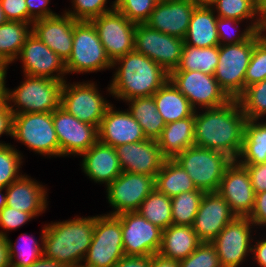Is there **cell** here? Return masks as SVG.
Instances as JSON below:
<instances>
[{"instance_id": "obj_1", "label": "cell", "mask_w": 266, "mask_h": 267, "mask_svg": "<svg viewBox=\"0 0 266 267\" xmlns=\"http://www.w3.org/2000/svg\"><path fill=\"white\" fill-rule=\"evenodd\" d=\"M195 111L194 146L216 150L237 160L243 143L247 121L237 99L208 108L202 114Z\"/></svg>"}, {"instance_id": "obj_2", "label": "cell", "mask_w": 266, "mask_h": 267, "mask_svg": "<svg viewBox=\"0 0 266 267\" xmlns=\"http://www.w3.org/2000/svg\"><path fill=\"white\" fill-rule=\"evenodd\" d=\"M117 68L108 91L122 100L153 96L169 79V73L147 56L132 51L113 62Z\"/></svg>"}, {"instance_id": "obj_3", "label": "cell", "mask_w": 266, "mask_h": 267, "mask_svg": "<svg viewBox=\"0 0 266 267\" xmlns=\"http://www.w3.org/2000/svg\"><path fill=\"white\" fill-rule=\"evenodd\" d=\"M96 217L55 222L42 230L43 256L65 266L81 263L91 245Z\"/></svg>"}, {"instance_id": "obj_4", "label": "cell", "mask_w": 266, "mask_h": 267, "mask_svg": "<svg viewBox=\"0 0 266 267\" xmlns=\"http://www.w3.org/2000/svg\"><path fill=\"white\" fill-rule=\"evenodd\" d=\"M262 37V31H257L247 41L219 45V61L214 77L231 99H237L244 92L245 73L254 46Z\"/></svg>"}, {"instance_id": "obj_5", "label": "cell", "mask_w": 266, "mask_h": 267, "mask_svg": "<svg viewBox=\"0 0 266 267\" xmlns=\"http://www.w3.org/2000/svg\"><path fill=\"white\" fill-rule=\"evenodd\" d=\"M174 160L191 177L197 189L217 192L226 168L233 159L223 152L192 146L178 154Z\"/></svg>"}, {"instance_id": "obj_6", "label": "cell", "mask_w": 266, "mask_h": 267, "mask_svg": "<svg viewBox=\"0 0 266 267\" xmlns=\"http://www.w3.org/2000/svg\"><path fill=\"white\" fill-rule=\"evenodd\" d=\"M25 77L27 79L17 89L7 92L9 108L14 115L48 113L60 107L63 81L29 75ZM9 101L17 105L18 109L10 106Z\"/></svg>"}, {"instance_id": "obj_7", "label": "cell", "mask_w": 266, "mask_h": 267, "mask_svg": "<svg viewBox=\"0 0 266 267\" xmlns=\"http://www.w3.org/2000/svg\"><path fill=\"white\" fill-rule=\"evenodd\" d=\"M113 67L97 30L91 21H76L73 45L69 58L65 61L66 72H96Z\"/></svg>"}, {"instance_id": "obj_8", "label": "cell", "mask_w": 266, "mask_h": 267, "mask_svg": "<svg viewBox=\"0 0 266 267\" xmlns=\"http://www.w3.org/2000/svg\"><path fill=\"white\" fill-rule=\"evenodd\" d=\"M125 256L120 219L116 215L96 216L91 245L84 257L89 267H114Z\"/></svg>"}, {"instance_id": "obj_9", "label": "cell", "mask_w": 266, "mask_h": 267, "mask_svg": "<svg viewBox=\"0 0 266 267\" xmlns=\"http://www.w3.org/2000/svg\"><path fill=\"white\" fill-rule=\"evenodd\" d=\"M12 137L36 153L59 156V142L53 124L52 112L15 114Z\"/></svg>"}, {"instance_id": "obj_10", "label": "cell", "mask_w": 266, "mask_h": 267, "mask_svg": "<svg viewBox=\"0 0 266 267\" xmlns=\"http://www.w3.org/2000/svg\"><path fill=\"white\" fill-rule=\"evenodd\" d=\"M184 39L171 36L145 23L136 24L134 51L143 54L170 73L181 61Z\"/></svg>"}, {"instance_id": "obj_11", "label": "cell", "mask_w": 266, "mask_h": 267, "mask_svg": "<svg viewBox=\"0 0 266 267\" xmlns=\"http://www.w3.org/2000/svg\"><path fill=\"white\" fill-rule=\"evenodd\" d=\"M169 80L195 110L196 104L208 109L221 107L232 100L220 87L214 75L201 71H171Z\"/></svg>"}, {"instance_id": "obj_12", "label": "cell", "mask_w": 266, "mask_h": 267, "mask_svg": "<svg viewBox=\"0 0 266 267\" xmlns=\"http://www.w3.org/2000/svg\"><path fill=\"white\" fill-rule=\"evenodd\" d=\"M116 216L121 222L125 256H152L159 253L162 229L137 211L123 212Z\"/></svg>"}, {"instance_id": "obj_13", "label": "cell", "mask_w": 266, "mask_h": 267, "mask_svg": "<svg viewBox=\"0 0 266 267\" xmlns=\"http://www.w3.org/2000/svg\"><path fill=\"white\" fill-rule=\"evenodd\" d=\"M111 104L100 95L94 83L66 84L61 90L60 107L82 122L99 127Z\"/></svg>"}, {"instance_id": "obj_14", "label": "cell", "mask_w": 266, "mask_h": 267, "mask_svg": "<svg viewBox=\"0 0 266 267\" xmlns=\"http://www.w3.org/2000/svg\"><path fill=\"white\" fill-rule=\"evenodd\" d=\"M91 22L112 63L134 51L136 23L129 21L122 13L114 9Z\"/></svg>"}, {"instance_id": "obj_15", "label": "cell", "mask_w": 266, "mask_h": 267, "mask_svg": "<svg viewBox=\"0 0 266 267\" xmlns=\"http://www.w3.org/2000/svg\"><path fill=\"white\" fill-rule=\"evenodd\" d=\"M53 124L59 142V156L81 155L98 141V128L82 122L63 108L52 112Z\"/></svg>"}, {"instance_id": "obj_16", "label": "cell", "mask_w": 266, "mask_h": 267, "mask_svg": "<svg viewBox=\"0 0 266 267\" xmlns=\"http://www.w3.org/2000/svg\"><path fill=\"white\" fill-rule=\"evenodd\" d=\"M155 177L139 173H122L107 186V199L115 211L110 215L137 211L154 190Z\"/></svg>"}, {"instance_id": "obj_17", "label": "cell", "mask_w": 266, "mask_h": 267, "mask_svg": "<svg viewBox=\"0 0 266 267\" xmlns=\"http://www.w3.org/2000/svg\"><path fill=\"white\" fill-rule=\"evenodd\" d=\"M251 226L253 223L248 217H236L211 242L217 250L221 267H238L251 252Z\"/></svg>"}, {"instance_id": "obj_18", "label": "cell", "mask_w": 266, "mask_h": 267, "mask_svg": "<svg viewBox=\"0 0 266 267\" xmlns=\"http://www.w3.org/2000/svg\"><path fill=\"white\" fill-rule=\"evenodd\" d=\"M217 192L226 200L236 217H249L255 192L247 168L236 160L226 168Z\"/></svg>"}, {"instance_id": "obj_19", "label": "cell", "mask_w": 266, "mask_h": 267, "mask_svg": "<svg viewBox=\"0 0 266 267\" xmlns=\"http://www.w3.org/2000/svg\"><path fill=\"white\" fill-rule=\"evenodd\" d=\"M18 58L22 60L25 75L65 81V61L31 33L22 46ZM54 72H58L54 75Z\"/></svg>"}, {"instance_id": "obj_20", "label": "cell", "mask_w": 266, "mask_h": 267, "mask_svg": "<svg viewBox=\"0 0 266 267\" xmlns=\"http://www.w3.org/2000/svg\"><path fill=\"white\" fill-rule=\"evenodd\" d=\"M236 215L218 192H205L192 225L201 242L211 243Z\"/></svg>"}, {"instance_id": "obj_21", "label": "cell", "mask_w": 266, "mask_h": 267, "mask_svg": "<svg viewBox=\"0 0 266 267\" xmlns=\"http://www.w3.org/2000/svg\"><path fill=\"white\" fill-rule=\"evenodd\" d=\"M122 171L156 177L166 158L156 140L146 139L115 147Z\"/></svg>"}, {"instance_id": "obj_22", "label": "cell", "mask_w": 266, "mask_h": 267, "mask_svg": "<svg viewBox=\"0 0 266 267\" xmlns=\"http://www.w3.org/2000/svg\"><path fill=\"white\" fill-rule=\"evenodd\" d=\"M195 8L189 0H159L145 24L184 39Z\"/></svg>"}, {"instance_id": "obj_23", "label": "cell", "mask_w": 266, "mask_h": 267, "mask_svg": "<svg viewBox=\"0 0 266 267\" xmlns=\"http://www.w3.org/2000/svg\"><path fill=\"white\" fill-rule=\"evenodd\" d=\"M110 105L98 127V141L103 144L118 147L126 143L144 141L145 137L141 125L127 110L115 111Z\"/></svg>"}, {"instance_id": "obj_24", "label": "cell", "mask_w": 266, "mask_h": 267, "mask_svg": "<svg viewBox=\"0 0 266 267\" xmlns=\"http://www.w3.org/2000/svg\"><path fill=\"white\" fill-rule=\"evenodd\" d=\"M75 22V19L64 13L62 16L35 20L31 29L33 34L66 61L72 51Z\"/></svg>"}, {"instance_id": "obj_25", "label": "cell", "mask_w": 266, "mask_h": 267, "mask_svg": "<svg viewBox=\"0 0 266 267\" xmlns=\"http://www.w3.org/2000/svg\"><path fill=\"white\" fill-rule=\"evenodd\" d=\"M82 155L83 171L95 182L108 186L122 173L115 147L97 141Z\"/></svg>"}, {"instance_id": "obj_26", "label": "cell", "mask_w": 266, "mask_h": 267, "mask_svg": "<svg viewBox=\"0 0 266 267\" xmlns=\"http://www.w3.org/2000/svg\"><path fill=\"white\" fill-rule=\"evenodd\" d=\"M5 190L7 206L30 213L33 217L45 211L48 205L45 188L28 176L22 175Z\"/></svg>"}, {"instance_id": "obj_27", "label": "cell", "mask_w": 266, "mask_h": 267, "mask_svg": "<svg viewBox=\"0 0 266 267\" xmlns=\"http://www.w3.org/2000/svg\"><path fill=\"white\" fill-rule=\"evenodd\" d=\"M195 113L182 120L166 124L156 140L166 159H174L188 147L194 146Z\"/></svg>"}, {"instance_id": "obj_28", "label": "cell", "mask_w": 266, "mask_h": 267, "mask_svg": "<svg viewBox=\"0 0 266 267\" xmlns=\"http://www.w3.org/2000/svg\"><path fill=\"white\" fill-rule=\"evenodd\" d=\"M192 226L170 225L162 231L159 254L173 260H183L201 244Z\"/></svg>"}, {"instance_id": "obj_29", "label": "cell", "mask_w": 266, "mask_h": 267, "mask_svg": "<svg viewBox=\"0 0 266 267\" xmlns=\"http://www.w3.org/2000/svg\"><path fill=\"white\" fill-rule=\"evenodd\" d=\"M216 21L217 16L213 8L196 7L191 16L184 43L198 48L219 46Z\"/></svg>"}, {"instance_id": "obj_30", "label": "cell", "mask_w": 266, "mask_h": 267, "mask_svg": "<svg viewBox=\"0 0 266 267\" xmlns=\"http://www.w3.org/2000/svg\"><path fill=\"white\" fill-rule=\"evenodd\" d=\"M153 98L166 124L190 117L196 111L169 79L153 94Z\"/></svg>"}, {"instance_id": "obj_31", "label": "cell", "mask_w": 266, "mask_h": 267, "mask_svg": "<svg viewBox=\"0 0 266 267\" xmlns=\"http://www.w3.org/2000/svg\"><path fill=\"white\" fill-rule=\"evenodd\" d=\"M258 119L247 120L244 128L242 148L236 160L242 166L266 163V123Z\"/></svg>"}, {"instance_id": "obj_32", "label": "cell", "mask_w": 266, "mask_h": 267, "mask_svg": "<svg viewBox=\"0 0 266 267\" xmlns=\"http://www.w3.org/2000/svg\"><path fill=\"white\" fill-rule=\"evenodd\" d=\"M155 188L172 198L183 192L197 190L188 173L174 159H166L155 177Z\"/></svg>"}, {"instance_id": "obj_33", "label": "cell", "mask_w": 266, "mask_h": 267, "mask_svg": "<svg viewBox=\"0 0 266 267\" xmlns=\"http://www.w3.org/2000/svg\"><path fill=\"white\" fill-rule=\"evenodd\" d=\"M129 112L141 125L142 131L147 139L157 140L164 127L165 121L157 111L153 96L138 97L127 100Z\"/></svg>"}, {"instance_id": "obj_34", "label": "cell", "mask_w": 266, "mask_h": 267, "mask_svg": "<svg viewBox=\"0 0 266 267\" xmlns=\"http://www.w3.org/2000/svg\"><path fill=\"white\" fill-rule=\"evenodd\" d=\"M29 23L7 21L0 25V63L10 64L21 52L27 37L32 33Z\"/></svg>"}, {"instance_id": "obj_35", "label": "cell", "mask_w": 266, "mask_h": 267, "mask_svg": "<svg viewBox=\"0 0 266 267\" xmlns=\"http://www.w3.org/2000/svg\"><path fill=\"white\" fill-rule=\"evenodd\" d=\"M219 61V46L198 48L184 43L179 66L172 71H201L214 75Z\"/></svg>"}, {"instance_id": "obj_36", "label": "cell", "mask_w": 266, "mask_h": 267, "mask_svg": "<svg viewBox=\"0 0 266 267\" xmlns=\"http://www.w3.org/2000/svg\"><path fill=\"white\" fill-rule=\"evenodd\" d=\"M171 208V198L154 188L137 212L155 226L165 230L173 224Z\"/></svg>"}, {"instance_id": "obj_37", "label": "cell", "mask_w": 266, "mask_h": 267, "mask_svg": "<svg viewBox=\"0 0 266 267\" xmlns=\"http://www.w3.org/2000/svg\"><path fill=\"white\" fill-rule=\"evenodd\" d=\"M201 189L180 193L171 198L174 225L192 226L204 195Z\"/></svg>"}, {"instance_id": "obj_38", "label": "cell", "mask_w": 266, "mask_h": 267, "mask_svg": "<svg viewBox=\"0 0 266 267\" xmlns=\"http://www.w3.org/2000/svg\"><path fill=\"white\" fill-rule=\"evenodd\" d=\"M237 100L247 120L260 119L266 114V79L246 87Z\"/></svg>"}, {"instance_id": "obj_39", "label": "cell", "mask_w": 266, "mask_h": 267, "mask_svg": "<svg viewBox=\"0 0 266 267\" xmlns=\"http://www.w3.org/2000/svg\"><path fill=\"white\" fill-rule=\"evenodd\" d=\"M29 238L33 239V237ZM6 239L8 243L10 267H29L43 256V247H40V244H38L35 239L32 241L23 239V242H21L20 237H18V242L14 245L8 239V236ZM14 257L17 261L14 260Z\"/></svg>"}, {"instance_id": "obj_40", "label": "cell", "mask_w": 266, "mask_h": 267, "mask_svg": "<svg viewBox=\"0 0 266 267\" xmlns=\"http://www.w3.org/2000/svg\"><path fill=\"white\" fill-rule=\"evenodd\" d=\"M17 151L8 144L0 146V187L7 188L22 176L18 173L22 158Z\"/></svg>"}, {"instance_id": "obj_41", "label": "cell", "mask_w": 266, "mask_h": 267, "mask_svg": "<svg viewBox=\"0 0 266 267\" xmlns=\"http://www.w3.org/2000/svg\"><path fill=\"white\" fill-rule=\"evenodd\" d=\"M214 5L221 18L244 21L258 15L256 0H217Z\"/></svg>"}, {"instance_id": "obj_42", "label": "cell", "mask_w": 266, "mask_h": 267, "mask_svg": "<svg viewBox=\"0 0 266 267\" xmlns=\"http://www.w3.org/2000/svg\"><path fill=\"white\" fill-rule=\"evenodd\" d=\"M159 0H118L114 8L129 21L136 24L145 23Z\"/></svg>"}, {"instance_id": "obj_43", "label": "cell", "mask_w": 266, "mask_h": 267, "mask_svg": "<svg viewBox=\"0 0 266 267\" xmlns=\"http://www.w3.org/2000/svg\"><path fill=\"white\" fill-rule=\"evenodd\" d=\"M266 79V38L263 36L254 46L245 73V88Z\"/></svg>"}, {"instance_id": "obj_44", "label": "cell", "mask_w": 266, "mask_h": 267, "mask_svg": "<svg viewBox=\"0 0 266 267\" xmlns=\"http://www.w3.org/2000/svg\"><path fill=\"white\" fill-rule=\"evenodd\" d=\"M180 267H221L212 243L202 242L188 257L179 261Z\"/></svg>"}, {"instance_id": "obj_45", "label": "cell", "mask_w": 266, "mask_h": 267, "mask_svg": "<svg viewBox=\"0 0 266 267\" xmlns=\"http://www.w3.org/2000/svg\"><path fill=\"white\" fill-rule=\"evenodd\" d=\"M72 3L75 10L65 13L76 21H91L115 9L114 5H112V8H106L107 0H73Z\"/></svg>"}, {"instance_id": "obj_46", "label": "cell", "mask_w": 266, "mask_h": 267, "mask_svg": "<svg viewBox=\"0 0 266 267\" xmlns=\"http://www.w3.org/2000/svg\"><path fill=\"white\" fill-rule=\"evenodd\" d=\"M239 22H240V20L217 17L216 28H217V31H218V37H219L220 45L237 44V43H241V42L247 41L257 31H261L262 30V28L258 25V21L255 20L249 27L247 26V28L244 30L243 33H241L240 35H237V36L233 35L234 37L233 36L230 37L231 33L230 34H228V33H229V31H231V30H229L230 26H232L231 24L235 23V24L238 25Z\"/></svg>"}, {"instance_id": "obj_47", "label": "cell", "mask_w": 266, "mask_h": 267, "mask_svg": "<svg viewBox=\"0 0 266 267\" xmlns=\"http://www.w3.org/2000/svg\"><path fill=\"white\" fill-rule=\"evenodd\" d=\"M32 218L34 217L30 213L18 211L7 205L0 209V226L3 230L16 229Z\"/></svg>"}, {"instance_id": "obj_48", "label": "cell", "mask_w": 266, "mask_h": 267, "mask_svg": "<svg viewBox=\"0 0 266 267\" xmlns=\"http://www.w3.org/2000/svg\"><path fill=\"white\" fill-rule=\"evenodd\" d=\"M5 17L8 21L29 23L26 0H0Z\"/></svg>"}, {"instance_id": "obj_49", "label": "cell", "mask_w": 266, "mask_h": 267, "mask_svg": "<svg viewBox=\"0 0 266 267\" xmlns=\"http://www.w3.org/2000/svg\"><path fill=\"white\" fill-rule=\"evenodd\" d=\"M50 0H26L29 13V24L35 20L56 16L48 7Z\"/></svg>"}, {"instance_id": "obj_50", "label": "cell", "mask_w": 266, "mask_h": 267, "mask_svg": "<svg viewBox=\"0 0 266 267\" xmlns=\"http://www.w3.org/2000/svg\"><path fill=\"white\" fill-rule=\"evenodd\" d=\"M255 194L266 191V163L245 165Z\"/></svg>"}, {"instance_id": "obj_51", "label": "cell", "mask_w": 266, "mask_h": 267, "mask_svg": "<svg viewBox=\"0 0 266 267\" xmlns=\"http://www.w3.org/2000/svg\"><path fill=\"white\" fill-rule=\"evenodd\" d=\"M248 218L255 226H266V191L255 194L254 208Z\"/></svg>"}, {"instance_id": "obj_52", "label": "cell", "mask_w": 266, "mask_h": 267, "mask_svg": "<svg viewBox=\"0 0 266 267\" xmlns=\"http://www.w3.org/2000/svg\"><path fill=\"white\" fill-rule=\"evenodd\" d=\"M13 116L9 108L8 102L0 103V136L8 134L12 137ZM6 145V143H0V146Z\"/></svg>"}, {"instance_id": "obj_53", "label": "cell", "mask_w": 266, "mask_h": 267, "mask_svg": "<svg viewBox=\"0 0 266 267\" xmlns=\"http://www.w3.org/2000/svg\"><path fill=\"white\" fill-rule=\"evenodd\" d=\"M151 256H124L114 267H150Z\"/></svg>"}, {"instance_id": "obj_54", "label": "cell", "mask_w": 266, "mask_h": 267, "mask_svg": "<svg viewBox=\"0 0 266 267\" xmlns=\"http://www.w3.org/2000/svg\"><path fill=\"white\" fill-rule=\"evenodd\" d=\"M252 246L251 252L254 254V258L260 267H266V240H260Z\"/></svg>"}, {"instance_id": "obj_55", "label": "cell", "mask_w": 266, "mask_h": 267, "mask_svg": "<svg viewBox=\"0 0 266 267\" xmlns=\"http://www.w3.org/2000/svg\"><path fill=\"white\" fill-rule=\"evenodd\" d=\"M150 267H180V263L177 260H173L156 253L151 256Z\"/></svg>"}, {"instance_id": "obj_56", "label": "cell", "mask_w": 266, "mask_h": 267, "mask_svg": "<svg viewBox=\"0 0 266 267\" xmlns=\"http://www.w3.org/2000/svg\"><path fill=\"white\" fill-rule=\"evenodd\" d=\"M7 235L0 232V267H10L8 243L6 239Z\"/></svg>"}, {"instance_id": "obj_57", "label": "cell", "mask_w": 266, "mask_h": 267, "mask_svg": "<svg viewBox=\"0 0 266 267\" xmlns=\"http://www.w3.org/2000/svg\"><path fill=\"white\" fill-rule=\"evenodd\" d=\"M8 64L0 63V103L7 101L8 89L5 87V77Z\"/></svg>"}, {"instance_id": "obj_58", "label": "cell", "mask_w": 266, "mask_h": 267, "mask_svg": "<svg viewBox=\"0 0 266 267\" xmlns=\"http://www.w3.org/2000/svg\"><path fill=\"white\" fill-rule=\"evenodd\" d=\"M256 11L259 17H256L258 21V25L263 28L266 25V0H256Z\"/></svg>"}, {"instance_id": "obj_59", "label": "cell", "mask_w": 266, "mask_h": 267, "mask_svg": "<svg viewBox=\"0 0 266 267\" xmlns=\"http://www.w3.org/2000/svg\"><path fill=\"white\" fill-rule=\"evenodd\" d=\"M29 267H66V266L52 259L46 258L45 256H42L39 260L34 262Z\"/></svg>"}, {"instance_id": "obj_60", "label": "cell", "mask_w": 266, "mask_h": 267, "mask_svg": "<svg viewBox=\"0 0 266 267\" xmlns=\"http://www.w3.org/2000/svg\"><path fill=\"white\" fill-rule=\"evenodd\" d=\"M195 7L214 8L217 0H189ZM213 6V7H212Z\"/></svg>"}, {"instance_id": "obj_61", "label": "cell", "mask_w": 266, "mask_h": 267, "mask_svg": "<svg viewBox=\"0 0 266 267\" xmlns=\"http://www.w3.org/2000/svg\"><path fill=\"white\" fill-rule=\"evenodd\" d=\"M5 189L3 187H0V209H2L4 206H6V193L5 195L1 194L2 190Z\"/></svg>"}, {"instance_id": "obj_62", "label": "cell", "mask_w": 266, "mask_h": 267, "mask_svg": "<svg viewBox=\"0 0 266 267\" xmlns=\"http://www.w3.org/2000/svg\"><path fill=\"white\" fill-rule=\"evenodd\" d=\"M8 20L5 17L4 11L2 9V5L0 2V25L5 24Z\"/></svg>"}, {"instance_id": "obj_63", "label": "cell", "mask_w": 266, "mask_h": 267, "mask_svg": "<svg viewBox=\"0 0 266 267\" xmlns=\"http://www.w3.org/2000/svg\"><path fill=\"white\" fill-rule=\"evenodd\" d=\"M66 267H89V266H86V265H82L81 263L79 264H72V265H69V266H66Z\"/></svg>"}, {"instance_id": "obj_64", "label": "cell", "mask_w": 266, "mask_h": 267, "mask_svg": "<svg viewBox=\"0 0 266 267\" xmlns=\"http://www.w3.org/2000/svg\"><path fill=\"white\" fill-rule=\"evenodd\" d=\"M266 30V25L262 28V32L264 33V31Z\"/></svg>"}]
</instances>
